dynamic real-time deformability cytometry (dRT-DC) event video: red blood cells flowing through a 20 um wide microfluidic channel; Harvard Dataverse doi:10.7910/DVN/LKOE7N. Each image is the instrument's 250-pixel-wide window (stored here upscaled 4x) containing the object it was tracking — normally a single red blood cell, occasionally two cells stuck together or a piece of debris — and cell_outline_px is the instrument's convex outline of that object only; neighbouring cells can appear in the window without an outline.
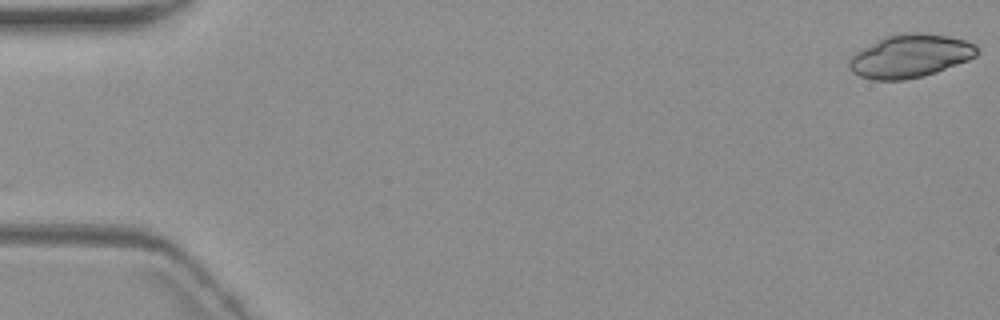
{"species": "common noctule bat (a hibernating species)", "species_latin": "Nyctalus noctula", "temperature_condition": "warm", "stored_images_in_passage": 6, "camera_frame_rate_fps": 3000, "um_per_image_px": 0.085, "animal": {"sex": "female", "body_mass_g": 19.3, "forearm_length_mm": 54.1}, "frame": {"image": 1, "passage_image": 6, "time_ms": 7.0, "image_size_px": [1000, 320], "cell_outline_px": [[980, 52], [976, 56], [968, 60], [936, 72], [924, 76], [904, 80], [872, 80], [860, 76], [852, 72], [848, 68], [848, 64], [852, 56], [860, 48], [888, 36], [904, 32], [916, 32], [948, 36], [964, 40], [976, 44]], "centroid_in_image_um": [77.36, 4.77], "position_along_channel_um": 7.6, "area_um2": 32.19}}